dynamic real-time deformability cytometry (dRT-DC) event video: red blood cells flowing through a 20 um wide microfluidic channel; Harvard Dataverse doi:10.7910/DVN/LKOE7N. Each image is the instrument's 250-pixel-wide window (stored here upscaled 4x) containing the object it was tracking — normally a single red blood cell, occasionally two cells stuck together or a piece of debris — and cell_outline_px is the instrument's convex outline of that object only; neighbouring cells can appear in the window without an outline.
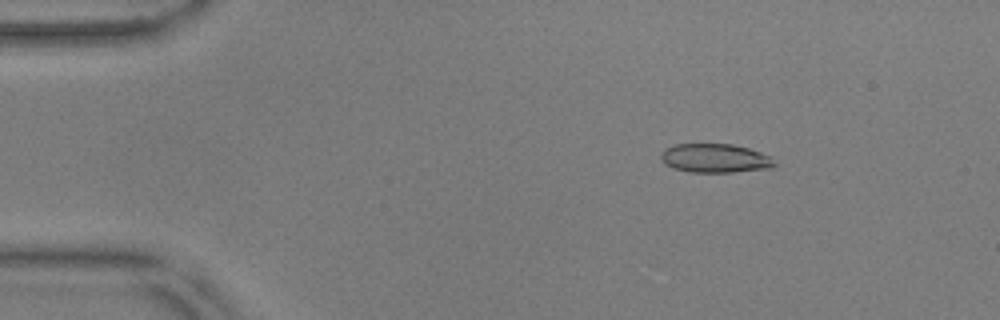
{"species": "common noctule bat (a hibernating species)", "species_latin": "Nyctalus noctula", "temperature_condition": "warm", "stored_images_in_passage": 49, "camera_frame_rate_fps": 3000, "um_per_image_px": 0.085, "animal": {"sex": "male", "body_mass_g": 17.9, "forearm_length_mm": 54.2}, "frame": {"image": 1, "passage_image": 2, "time_ms": 0.333, "image_size_px": [1000, 320], "cell_outline_px": [[776, 164], [772, 168], [732, 172], [688, 172], [672, 168], [664, 164], [660, 156], [664, 148], [676, 144], [732, 144], [748, 148], [772, 156]], "centroid_in_image_um": [60.78, 13.45], "position_along_channel_um": 24.2, "area_um2": 19.31}}
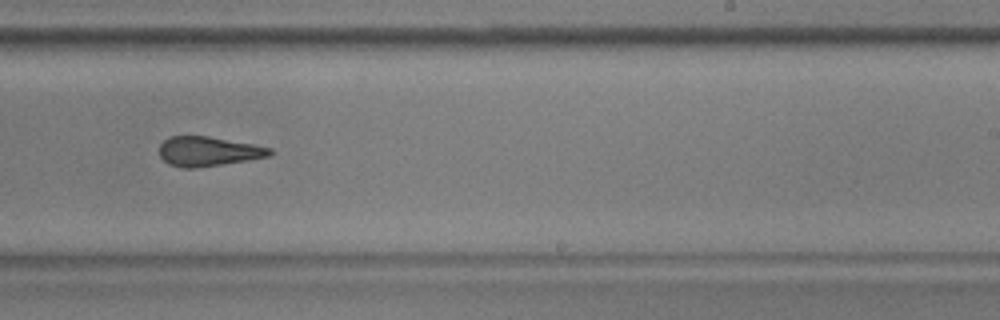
{"frame": {"image": 2, "passage_image": 28, "time_ms": 9.0, "image_size_px": [1000, 320], "cell_outline_px": [[272, 152], [268, 156], [248, 160], [196, 168], [184, 168], [168, 164], [160, 156], [160, 144], [168, 136], [208, 136], [252, 144], [272, 148]], "centroid_in_image_um": [17.67, 12.86], "position_along_channel_um": 271.3, "area_um2": 18.9}}
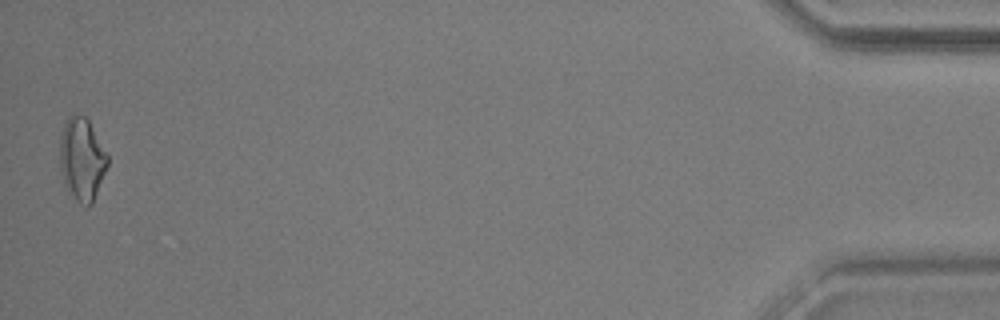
{"frame": {"image": 3, "passage_image": 48, "time_ms": 15.667, "image_size_px": [1000, 320], "cell_outline_px": [[108, 164], [92, 204], [88, 208], [80, 204], [68, 192], [64, 184], [60, 168], [60, 136], [64, 124], [68, 116], [72, 112], [84, 116], [88, 120], [108, 156]], "centroid_in_image_um": [6.94, 13.54], "position_along_channel_um": 428.3, "area_um2": 23.06}, "authors_computed_cell_mechanics": {"area_um2": 19.7098, "velocity_mm_per_s": 3.6761, "shape_relaxation_time_tau1_ms": 11.1472, "shape_relaxation_time_tau2_ms": 2.4468, "deformation_change_tau1": 0.2676, "deformation_change_tau2": 0.1221}}